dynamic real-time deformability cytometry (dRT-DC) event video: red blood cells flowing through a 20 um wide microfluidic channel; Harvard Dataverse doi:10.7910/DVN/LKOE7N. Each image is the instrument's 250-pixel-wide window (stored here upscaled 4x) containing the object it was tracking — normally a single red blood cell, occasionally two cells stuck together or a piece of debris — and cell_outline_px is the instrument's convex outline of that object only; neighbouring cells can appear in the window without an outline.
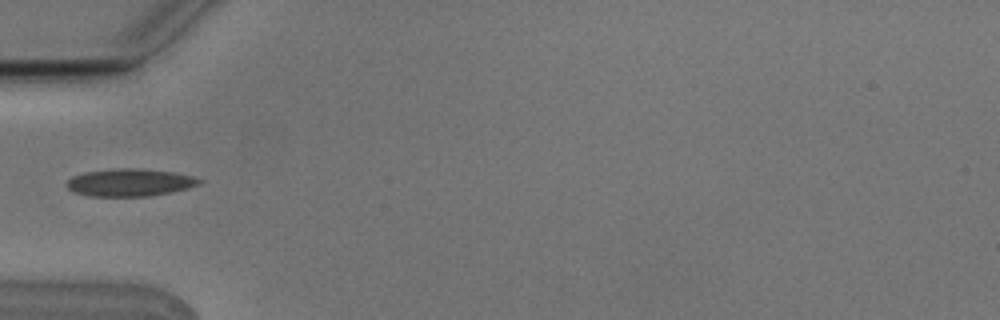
{"species": "Egyptian fruit bat (a non-hibernating species)", "species_latin": "Rousettus aegyptiacus", "temperature_condition": "cold", "stored_images_in_passage": 4, "camera_frame_rate_fps": 3000, "um_per_image_px": 0.085, "animal": {"sex": "male"}, "frame": {"image": 1, "passage_image": 4, "time_ms": 1.0, "image_size_px": [1000, 320], "cell_outline_px": [[204, 180], [200, 184], [188, 188], [148, 196], [88, 196], [72, 192], [64, 184], [72, 176], [84, 172], [116, 168], [140, 168], [172, 172], [192, 176]], "centroid_in_image_um": [10.99, 15.51], "position_along_channel_um": 74.0, "area_um2": 21.33}}